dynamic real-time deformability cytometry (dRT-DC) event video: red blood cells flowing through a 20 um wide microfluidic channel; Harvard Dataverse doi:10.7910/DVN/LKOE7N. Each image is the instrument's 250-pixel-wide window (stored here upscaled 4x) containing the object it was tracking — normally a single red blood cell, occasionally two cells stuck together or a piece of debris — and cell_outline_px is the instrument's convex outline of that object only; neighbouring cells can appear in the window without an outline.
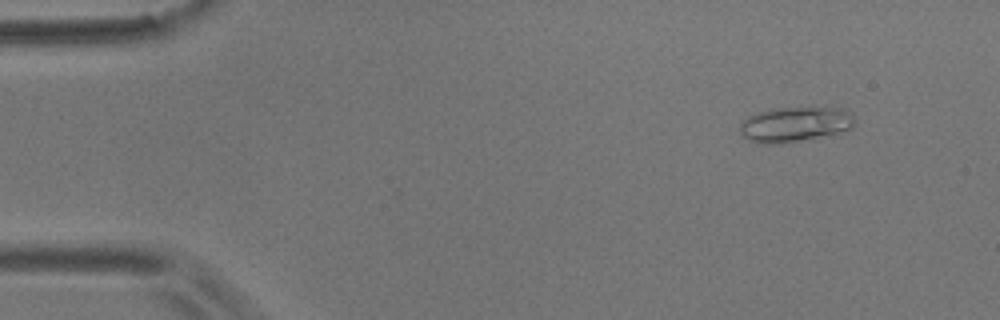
{"species": "common noctule bat (a hibernating species)", "species_latin": "Nyctalus noctula", "temperature_condition": "room temperature", "stored_images_in_passage": 5, "camera_frame_rate_fps": 3000, "um_per_image_px": 0.085, "animal": {"sex": "male", "body_mass_g": 17.9}, "frame": {"image": 1, "passage_image": 1, "time_ms": 0.0, "image_size_px": [1000, 320], "cell_outline_px": [[856, 124], [852, 128], [836, 132], [800, 140], [780, 144], [760, 144], [748, 140], [740, 136], [740, 124], [748, 116], [772, 108], [848, 108], [856, 120]], "centroid_in_image_um": [67.55, 10.56], "position_along_channel_um": 17.4, "area_um2": 23.41}}